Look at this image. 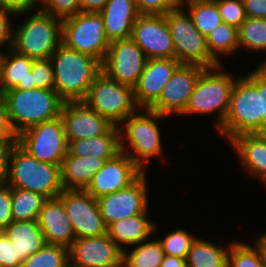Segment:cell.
<instances>
[{
	"mask_svg": "<svg viewBox=\"0 0 266 267\" xmlns=\"http://www.w3.org/2000/svg\"><path fill=\"white\" fill-rule=\"evenodd\" d=\"M50 60L55 90L64 101H82L95 77L102 71L94 57L70 49L61 43Z\"/></svg>",
	"mask_w": 266,
	"mask_h": 267,
	"instance_id": "6da1fadb",
	"label": "cell"
},
{
	"mask_svg": "<svg viewBox=\"0 0 266 267\" xmlns=\"http://www.w3.org/2000/svg\"><path fill=\"white\" fill-rule=\"evenodd\" d=\"M1 97L17 135L31 126L59 117L64 104L56 90L41 88L10 89Z\"/></svg>",
	"mask_w": 266,
	"mask_h": 267,
	"instance_id": "7a4b0ae2",
	"label": "cell"
},
{
	"mask_svg": "<svg viewBox=\"0 0 266 267\" xmlns=\"http://www.w3.org/2000/svg\"><path fill=\"white\" fill-rule=\"evenodd\" d=\"M6 184L34 191L47 199L57 198L64 190L61 166L36 159L18 143L11 153Z\"/></svg>",
	"mask_w": 266,
	"mask_h": 267,
	"instance_id": "3957f363",
	"label": "cell"
},
{
	"mask_svg": "<svg viewBox=\"0 0 266 267\" xmlns=\"http://www.w3.org/2000/svg\"><path fill=\"white\" fill-rule=\"evenodd\" d=\"M142 110L146 114L143 112L137 113ZM142 110L140 109L125 118L118 127L121 152L127 154L145 171L146 168L144 167L149 158L162 155L163 146L157 120L159 121L166 116L148 108ZM125 142L128 144H125Z\"/></svg>",
	"mask_w": 266,
	"mask_h": 267,
	"instance_id": "277c9868",
	"label": "cell"
},
{
	"mask_svg": "<svg viewBox=\"0 0 266 267\" xmlns=\"http://www.w3.org/2000/svg\"><path fill=\"white\" fill-rule=\"evenodd\" d=\"M217 129L228 142L240 134L263 133L261 94L246 76L236 78L225 120Z\"/></svg>",
	"mask_w": 266,
	"mask_h": 267,
	"instance_id": "5b68a950",
	"label": "cell"
},
{
	"mask_svg": "<svg viewBox=\"0 0 266 267\" xmlns=\"http://www.w3.org/2000/svg\"><path fill=\"white\" fill-rule=\"evenodd\" d=\"M30 14L14 29L12 49L34 60L50 59L62 43V19L39 8Z\"/></svg>",
	"mask_w": 266,
	"mask_h": 267,
	"instance_id": "8992f818",
	"label": "cell"
},
{
	"mask_svg": "<svg viewBox=\"0 0 266 267\" xmlns=\"http://www.w3.org/2000/svg\"><path fill=\"white\" fill-rule=\"evenodd\" d=\"M222 64L205 68L198 77L184 114H209L216 112L219 128L226 117L230 94L236 78L225 72Z\"/></svg>",
	"mask_w": 266,
	"mask_h": 267,
	"instance_id": "52a82bcc",
	"label": "cell"
},
{
	"mask_svg": "<svg viewBox=\"0 0 266 267\" xmlns=\"http://www.w3.org/2000/svg\"><path fill=\"white\" fill-rule=\"evenodd\" d=\"M82 101L115 126L140 109L133 88L109 78L103 71L95 77Z\"/></svg>",
	"mask_w": 266,
	"mask_h": 267,
	"instance_id": "ba28073f",
	"label": "cell"
},
{
	"mask_svg": "<svg viewBox=\"0 0 266 267\" xmlns=\"http://www.w3.org/2000/svg\"><path fill=\"white\" fill-rule=\"evenodd\" d=\"M175 49V58L180 63L197 64L205 68L220 65L207 48L206 37L194 26L190 14L180 4L165 14Z\"/></svg>",
	"mask_w": 266,
	"mask_h": 267,
	"instance_id": "9c48e42d",
	"label": "cell"
},
{
	"mask_svg": "<svg viewBox=\"0 0 266 267\" xmlns=\"http://www.w3.org/2000/svg\"><path fill=\"white\" fill-rule=\"evenodd\" d=\"M62 43L103 63L110 42L99 13L80 12L62 19Z\"/></svg>",
	"mask_w": 266,
	"mask_h": 267,
	"instance_id": "30bf717a",
	"label": "cell"
},
{
	"mask_svg": "<svg viewBox=\"0 0 266 267\" xmlns=\"http://www.w3.org/2000/svg\"><path fill=\"white\" fill-rule=\"evenodd\" d=\"M18 144L36 159L61 166L68 142L61 116L31 126L17 135Z\"/></svg>",
	"mask_w": 266,
	"mask_h": 267,
	"instance_id": "8fae6325",
	"label": "cell"
},
{
	"mask_svg": "<svg viewBox=\"0 0 266 267\" xmlns=\"http://www.w3.org/2000/svg\"><path fill=\"white\" fill-rule=\"evenodd\" d=\"M146 62L145 53L131 38L121 39L110 42L101 69L109 78L134 88Z\"/></svg>",
	"mask_w": 266,
	"mask_h": 267,
	"instance_id": "7c38bea8",
	"label": "cell"
},
{
	"mask_svg": "<svg viewBox=\"0 0 266 267\" xmlns=\"http://www.w3.org/2000/svg\"><path fill=\"white\" fill-rule=\"evenodd\" d=\"M58 198L72 221L76 238L98 237L107 233L98 201L88 192L64 189Z\"/></svg>",
	"mask_w": 266,
	"mask_h": 267,
	"instance_id": "4fadbf2b",
	"label": "cell"
},
{
	"mask_svg": "<svg viewBox=\"0 0 266 267\" xmlns=\"http://www.w3.org/2000/svg\"><path fill=\"white\" fill-rule=\"evenodd\" d=\"M146 177L144 171L128 187L97 199L106 227L115 221L141 214L148 209Z\"/></svg>",
	"mask_w": 266,
	"mask_h": 267,
	"instance_id": "5bb4252c",
	"label": "cell"
},
{
	"mask_svg": "<svg viewBox=\"0 0 266 267\" xmlns=\"http://www.w3.org/2000/svg\"><path fill=\"white\" fill-rule=\"evenodd\" d=\"M130 38L143 50L147 59L175 58V49L165 15L140 14Z\"/></svg>",
	"mask_w": 266,
	"mask_h": 267,
	"instance_id": "9a60e30c",
	"label": "cell"
},
{
	"mask_svg": "<svg viewBox=\"0 0 266 267\" xmlns=\"http://www.w3.org/2000/svg\"><path fill=\"white\" fill-rule=\"evenodd\" d=\"M205 67L181 63L163 87L159 99L149 108L159 114H181L185 111L195 83Z\"/></svg>",
	"mask_w": 266,
	"mask_h": 267,
	"instance_id": "2e32d148",
	"label": "cell"
},
{
	"mask_svg": "<svg viewBox=\"0 0 266 267\" xmlns=\"http://www.w3.org/2000/svg\"><path fill=\"white\" fill-rule=\"evenodd\" d=\"M72 267H123V250L108 236L76 238L69 248Z\"/></svg>",
	"mask_w": 266,
	"mask_h": 267,
	"instance_id": "e0dca14e",
	"label": "cell"
},
{
	"mask_svg": "<svg viewBox=\"0 0 266 267\" xmlns=\"http://www.w3.org/2000/svg\"><path fill=\"white\" fill-rule=\"evenodd\" d=\"M144 171L125 153L107 160L85 189L95 199L122 190L133 183Z\"/></svg>",
	"mask_w": 266,
	"mask_h": 267,
	"instance_id": "ac0fdd59",
	"label": "cell"
},
{
	"mask_svg": "<svg viewBox=\"0 0 266 267\" xmlns=\"http://www.w3.org/2000/svg\"><path fill=\"white\" fill-rule=\"evenodd\" d=\"M61 118L67 142L105 134L113 124L83 101H64Z\"/></svg>",
	"mask_w": 266,
	"mask_h": 267,
	"instance_id": "d6986e66",
	"label": "cell"
},
{
	"mask_svg": "<svg viewBox=\"0 0 266 267\" xmlns=\"http://www.w3.org/2000/svg\"><path fill=\"white\" fill-rule=\"evenodd\" d=\"M180 64L176 58L147 59L133 88L135 102L140 109H149L159 99L163 87Z\"/></svg>",
	"mask_w": 266,
	"mask_h": 267,
	"instance_id": "ffe728a7",
	"label": "cell"
},
{
	"mask_svg": "<svg viewBox=\"0 0 266 267\" xmlns=\"http://www.w3.org/2000/svg\"><path fill=\"white\" fill-rule=\"evenodd\" d=\"M37 222L47 244L61 245L69 249L76 239L72 221L58 197L44 202Z\"/></svg>",
	"mask_w": 266,
	"mask_h": 267,
	"instance_id": "44dd1931",
	"label": "cell"
},
{
	"mask_svg": "<svg viewBox=\"0 0 266 267\" xmlns=\"http://www.w3.org/2000/svg\"><path fill=\"white\" fill-rule=\"evenodd\" d=\"M229 143L240 157L244 170L266 184V133L240 134Z\"/></svg>",
	"mask_w": 266,
	"mask_h": 267,
	"instance_id": "7402d4cb",
	"label": "cell"
},
{
	"mask_svg": "<svg viewBox=\"0 0 266 267\" xmlns=\"http://www.w3.org/2000/svg\"><path fill=\"white\" fill-rule=\"evenodd\" d=\"M7 54L4 51L0 54V95L10 89L36 88L31 70L34 59L12 48Z\"/></svg>",
	"mask_w": 266,
	"mask_h": 267,
	"instance_id": "603a6c76",
	"label": "cell"
},
{
	"mask_svg": "<svg viewBox=\"0 0 266 267\" xmlns=\"http://www.w3.org/2000/svg\"><path fill=\"white\" fill-rule=\"evenodd\" d=\"M99 14L109 42L130 38L133 24L140 15L135 0H109Z\"/></svg>",
	"mask_w": 266,
	"mask_h": 267,
	"instance_id": "cb8c5ba5",
	"label": "cell"
},
{
	"mask_svg": "<svg viewBox=\"0 0 266 267\" xmlns=\"http://www.w3.org/2000/svg\"><path fill=\"white\" fill-rule=\"evenodd\" d=\"M155 229V224L149 220L147 209L141 214L111 223L107 227V234L124 251L127 245L132 247L148 240Z\"/></svg>",
	"mask_w": 266,
	"mask_h": 267,
	"instance_id": "d4e9b609",
	"label": "cell"
},
{
	"mask_svg": "<svg viewBox=\"0 0 266 267\" xmlns=\"http://www.w3.org/2000/svg\"><path fill=\"white\" fill-rule=\"evenodd\" d=\"M106 159L67 155L61 164V181L66 190H85Z\"/></svg>",
	"mask_w": 266,
	"mask_h": 267,
	"instance_id": "484cf974",
	"label": "cell"
},
{
	"mask_svg": "<svg viewBox=\"0 0 266 267\" xmlns=\"http://www.w3.org/2000/svg\"><path fill=\"white\" fill-rule=\"evenodd\" d=\"M3 232L12 242L21 262L47 244L37 220L12 221Z\"/></svg>",
	"mask_w": 266,
	"mask_h": 267,
	"instance_id": "4316f807",
	"label": "cell"
},
{
	"mask_svg": "<svg viewBox=\"0 0 266 267\" xmlns=\"http://www.w3.org/2000/svg\"><path fill=\"white\" fill-rule=\"evenodd\" d=\"M120 152L119 127L115 125L101 136L68 143V153L78 157H97L111 160Z\"/></svg>",
	"mask_w": 266,
	"mask_h": 267,
	"instance_id": "83f0119b",
	"label": "cell"
},
{
	"mask_svg": "<svg viewBox=\"0 0 266 267\" xmlns=\"http://www.w3.org/2000/svg\"><path fill=\"white\" fill-rule=\"evenodd\" d=\"M228 248H223L210 241L196 237L193 241L187 257V267H227Z\"/></svg>",
	"mask_w": 266,
	"mask_h": 267,
	"instance_id": "f1b7e54d",
	"label": "cell"
},
{
	"mask_svg": "<svg viewBox=\"0 0 266 267\" xmlns=\"http://www.w3.org/2000/svg\"><path fill=\"white\" fill-rule=\"evenodd\" d=\"M181 5L187 6L194 26L205 37L223 22L215 0H183Z\"/></svg>",
	"mask_w": 266,
	"mask_h": 267,
	"instance_id": "f546056e",
	"label": "cell"
},
{
	"mask_svg": "<svg viewBox=\"0 0 266 267\" xmlns=\"http://www.w3.org/2000/svg\"><path fill=\"white\" fill-rule=\"evenodd\" d=\"M46 200V197L34 191L11 187L12 220H37Z\"/></svg>",
	"mask_w": 266,
	"mask_h": 267,
	"instance_id": "4dcf8cb0",
	"label": "cell"
},
{
	"mask_svg": "<svg viewBox=\"0 0 266 267\" xmlns=\"http://www.w3.org/2000/svg\"><path fill=\"white\" fill-rule=\"evenodd\" d=\"M148 241L135 245L132 251H123V267H160L165 257L162 244L157 239Z\"/></svg>",
	"mask_w": 266,
	"mask_h": 267,
	"instance_id": "1f68e13d",
	"label": "cell"
},
{
	"mask_svg": "<svg viewBox=\"0 0 266 267\" xmlns=\"http://www.w3.org/2000/svg\"><path fill=\"white\" fill-rule=\"evenodd\" d=\"M206 43L209 54L221 64V54L230 55L239 49L238 28L222 22L206 36Z\"/></svg>",
	"mask_w": 266,
	"mask_h": 267,
	"instance_id": "d6a6232c",
	"label": "cell"
},
{
	"mask_svg": "<svg viewBox=\"0 0 266 267\" xmlns=\"http://www.w3.org/2000/svg\"><path fill=\"white\" fill-rule=\"evenodd\" d=\"M240 48L261 53L266 51V19L247 17L238 28Z\"/></svg>",
	"mask_w": 266,
	"mask_h": 267,
	"instance_id": "836d02e7",
	"label": "cell"
},
{
	"mask_svg": "<svg viewBox=\"0 0 266 267\" xmlns=\"http://www.w3.org/2000/svg\"><path fill=\"white\" fill-rule=\"evenodd\" d=\"M69 249L61 245L46 244L22 262L21 267H67Z\"/></svg>",
	"mask_w": 266,
	"mask_h": 267,
	"instance_id": "e575fe53",
	"label": "cell"
},
{
	"mask_svg": "<svg viewBox=\"0 0 266 267\" xmlns=\"http://www.w3.org/2000/svg\"><path fill=\"white\" fill-rule=\"evenodd\" d=\"M227 267H265L259 248L244 242H232L229 245Z\"/></svg>",
	"mask_w": 266,
	"mask_h": 267,
	"instance_id": "d590c367",
	"label": "cell"
},
{
	"mask_svg": "<svg viewBox=\"0 0 266 267\" xmlns=\"http://www.w3.org/2000/svg\"><path fill=\"white\" fill-rule=\"evenodd\" d=\"M196 239L193 234L190 235L184 229H177L169 232L164 239H159L162 244L165 255L175 256L186 259L188 251Z\"/></svg>",
	"mask_w": 266,
	"mask_h": 267,
	"instance_id": "8d00e7d4",
	"label": "cell"
},
{
	"mask_svg": "<svg viewBox=\"0 0 266 267\" xmlns=\"http://www.w3.org/2000/svg\"><path fill=\"white\" fill-rule=\"evenodd\" d=\"M222 21L239 28L247 18L243 0H215Z\"/></svg>",
	"mask_w": 266,
	"mask_h": 267,
	"instance_id": "74e56055",
	"label": "cell"
},
{
	"mask_svg": "<svg viewBox=\"0 0 266 267\" xmlns=\"http://www.w3.org/2000/svg\"><path fill=\"white\" fill-rule=\"evenodd\" d=\"M39 9L57 18H67L81 12L80 0H39Z\"/></svg>",
	"mask_w": 266,
	"mask_h": 267,
	"instance_id": "f35d334b",
	"label": "cell"
},
{
	"mask_svg": "<svg viewBox=\"0 0 266 267\" xmlns=\"http://www.w3.org/2000/svg\"><path fill=\"white\" fill-rule=\"evenodd\" d=\"M31 70L36 88L55 90L54 72L50 59L33 60Z\"/></svg>",
	"mask_w": 266,
	"mask_h": 267,
	"instance_id": "ab89813d",
	"label": "cell"
},
{
	"mask_svg": "<svg viewBox=\"0 0 266 267\" xmlns=\"http://www.w3.org/2000/svg\"><path fill=\"white\" fill-rule=\"evenodd\" d=\"M140 14L165 15L178 7L179 0H135Z\"/></svg>",
	"mask_w": 266,
	"mask_h": 267,
	"instance_id": "60d3db41",
	"label": "cell"
},
{
	"mask_svg": "<svg viewBox=\"0 0 266 267\" xmlns=\"http://www.w3.org/2000/svg\"><path fill=\"white\" fill-rule=\"evenodd\" d=\"M0 264L2 267H21L16 250L10 239L0 231Z\"/></svg>",
	"mask_w": 266,
	"mask_h": 267,
	"instance_id": "b9f144b4",
	"label": "cell"
},
{
	"mask_svg": "<svg viewBox=\"0 0 266 267\" xmlns=\"http://www.w3.org/2000/svg\"><path fill=\"white\" fill-rule=\"evenodd\" d=\"M17 143V139H0V186L7 182L11 153Z\"/></svg>",
	"mask_w": 266,
	"mask_h": 267,
	"instance_id": "7bdbcfd3",
	"label": "cell"
},
{
	"mask_svg": "<svg viewBox=\"0 0 266 267\" xmlns=\"http://www.w3.org/2000/svg\"><path fill=\"white\" fill-rule=\"evenodd\" d=\"M11 186H0V231H3L12 222Z\"/></svg>",
	"mask_w": 266,
	"mask_h": 267,
	"instance_id": "ee69618b",
	"label": "cell"
},
{
	"mask_svg": "<svg viewBox=\"0 0 266 267\" xmlns=\"http://www.w3.org/2000/svg\"><path fill=\"white\" fill-rule=\"evenodd\" d=\"M17 17L16 14L5 11V10H0V48L3 46L5 47L6 44V51L7 49L12 48L13 46V34H14V29H12V24H11V16ZM1 50V49H0ZM2 51H0V54Z\"/></svg>",
	"mask_w": 266,
	"mask_h": 267,
	"instance_id": "f6af8a7d",
	"label": "cell"
},
{
	"mask_svg": "<svg viewBox=\"0 0 266 267\" xmlns=\"http://www.w3.org/2000/svg\"><path fill=\"white\" fill-rule=\"evenodd\" d=\"M38 5L39 0H0V10L12 12L19 17L29 14Z\"/></svg>",
	"mask_w": 266,
	"mask_h": 267,
	"instance_id": "bcb514c9",
	"label": "cell"
},
{
	"mask_svg": "<svg viewBox=\"0 0 266 267\" xmlns=\"http://www.w3.org/2000/svg\"><path fill=\"white\" fill-rule=\"evenodd\" d=\"M261 94V114L263 115V133H266V77L256 68L245 75Z\"/></svg>",
	"mask_w": 266,
	"mask_h": 267,
	"instance_id": "7dc6e473",
	"label": "cell"
},
{
	"mask_svg": "<svg viewBox=\"0 0 266 267\" xmlns=\"http://www.w3.org/2000/svg\"><path fill=\"white\" fill-rule=\"evenodd\" d=\"M0 139H17L8 117L5 103L0 96Z\"/></svg>",
	"mask_w": 266,
	"mask_h": 267,
	"instance_id": "c3c4849f",
	"label": "cell"
},
{
	"mask_svg": "<svg viewBox=\"0 0 266 267\" xmlns=\"http://www.w3.org/2000/svg\"><path fill=\"white\" fill-rule=\"evenodd\" d=\"M243 2L247 17L266 19V0H243Z\"/></svg>",
	"mask_w": 266,
	"mask_h": 267,
	"instance_id": "681fc988",
	"label": "cell"
},
{
	"mask_svg": "<svg viewBox=\"0 0 266 267\" xmlns=\"http://www.w3.org/2000/svg\"><path fill=\"white\" fill-rule=\"evenodd\" d=\"M109 0H80L81 12L99 13Z\"/></svg>",
	"mask_w": 266,
	"mask_h": 267,
	"instance_id": "f907efd6",
	"label": "cell"
},
{
	"mask_svg": "<svg viewBox=\"0 0 266 267\" xmlns=\"http://www.w3.org/2000/svg\"><path fill=\"white\" fill-rule=\"evenodd\" d=\"M160 267H187L186 260L175 256L165 255Z\"/></svg>",
	"mask_w": 266,
	"mask_h": 267,
	"instance_id": "816d5d0a",
	"label": "cell"
},
{
	"mask_svg": "<svg viewBox=\"0 0 266 267\" xmlns=\"http://www.w3.org/2000/svg\"><path fill=\"white\" fill-rule=\"evenodd\" d=\"M258 239V240H257ZM256 239L255 245L259 248L266 266V232Z\"/></svg>",
	"mask_w": 266,
	"mask_h": 267,
	"instance_id": "f5cc1de1",
	"label": "cell"
},
{
	"mask_svg": "<svg viewBox=\"0 0 266 267\" xmlns=\"http://www.w3.org/2000/svg\"><path fill=\"white\" fill-rule=\"evenodd\" d=\"M257 69L266 77V59Z\"/></svg>",
	"mask_w": 266,
	"mask_h": 267,
	"instance_id": "db71d44e",
	"label": "cell"
}]
</instances>
